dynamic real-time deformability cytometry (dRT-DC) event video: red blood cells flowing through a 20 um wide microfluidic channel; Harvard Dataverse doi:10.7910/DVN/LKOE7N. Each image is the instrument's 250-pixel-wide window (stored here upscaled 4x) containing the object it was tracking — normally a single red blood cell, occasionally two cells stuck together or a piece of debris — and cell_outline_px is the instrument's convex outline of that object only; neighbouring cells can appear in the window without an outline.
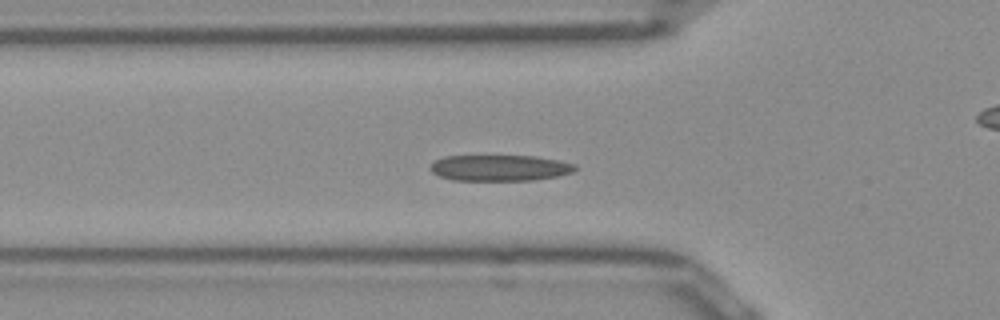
{"species": "Egyptian fruit bat (a non-hibernating species)", "species_latin": "Rousettus aegyptiacus", "temperature_condition": "room temperature", "stored_images_in_passage": 51, "camera_frame_rate_fps": 3000, "um_per_image_px": 0.085, "frame": {"image": 1, "passage_image": 16, "time_ms": 5.0, "image_size_px": [1000, 320], "cell_outline_px": [[576, 168], [572, 172], [556, 176], [532, 180], [452, 180], [440, 176], [432, 172], [428, 168], [436, 160], [444, 156], [536, 156], [576, 164]], "centroid_in_image_um": [42.45, 14.27], "position_along_channel_um": 83.4, "area_um2": 21.79}}
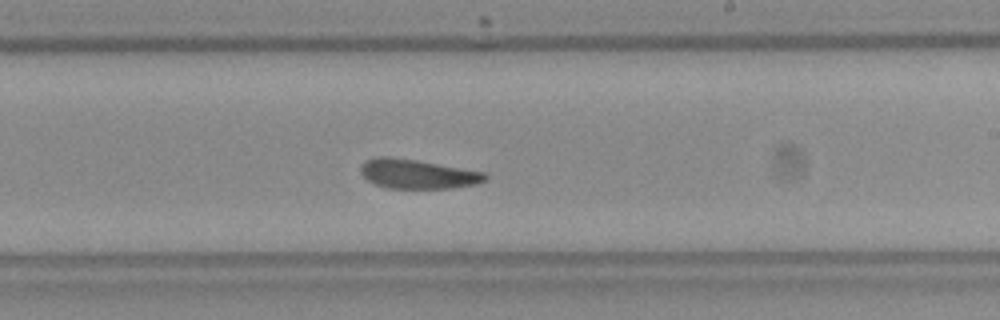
{"frame": {"image": 2, "passage_image": 29, "time_ms": 9.333, "image_size_px": [1000, 320], "cell_outline_px": [[488, 180], [476, 184], [452, 188], [384, 188], [372, 184], [360, 172], [360, 168], [364, 160], [376, 156], [388, 156], [416, 160], [484, 172], [488, 176]], "centroid_in_image_um": [35.45, 14.79], "position_along_channel_um": 253.5, "area_um2": 21.44}}
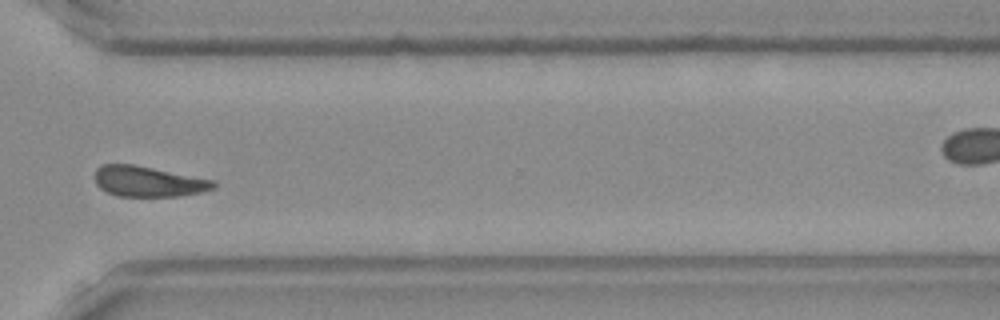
{"frame": {"image": 3, "passage_image": 37, "time_ms": 12.0, "image_size_px": [1000, 320], "cell_outline_px": [[216, 188], [200, 192], [180, 196], [116, 196], [100, 188], [96, 184], [96, 168], [100, 164], [132, 164], [212, 180], [216, 184]], "centroid_in_image_um": [12.57, 15.43], "position_along_channel_um": 358.0, "area_um2": 20.81}, "authors_computed_cell_mechanics": {"area_um2": 21.675, "velocity_mm_per_s": 3.9135, "shape_relaxation_time_tau1_ms": 3.7667, "shape_relaxation_time_tau2_ms": 2.1749, "deformation_change_tau1": 0.1213, "deformation_change_tau2": 0.098}}